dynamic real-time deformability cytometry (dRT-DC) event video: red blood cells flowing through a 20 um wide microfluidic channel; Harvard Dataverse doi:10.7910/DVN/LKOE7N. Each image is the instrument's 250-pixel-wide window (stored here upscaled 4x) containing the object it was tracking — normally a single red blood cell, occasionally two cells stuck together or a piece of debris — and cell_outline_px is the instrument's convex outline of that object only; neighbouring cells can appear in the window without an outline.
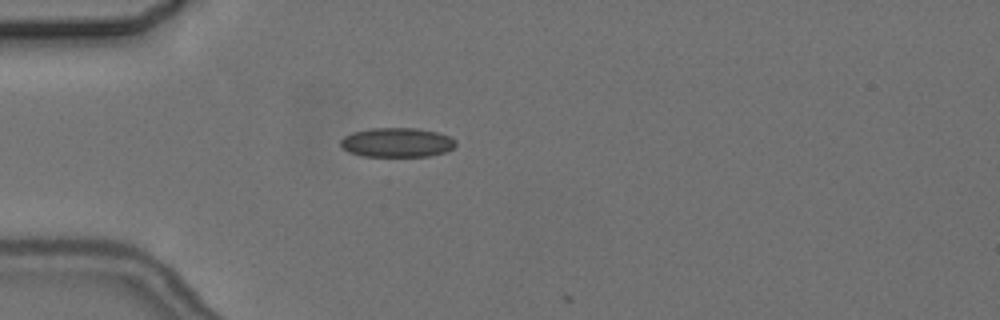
{"species": "common noctule bat (a hibernating species)", "species_latin": "Nyctalus noctula", "temperature_condition": "cold", "stored_images_in_passage": 6, "camera_frame_rate_fps": 3000, "um_per_image_px": 0.085, "animal": {"sex": "female", "body_mass_g": 24.6, "forearm_length_mm": 56.2}, "frame": {"image": 1, "passage_image": 5, "time_ms": 5.0, "image_size_px": [1000, 320], "cell_outline_px": [[456, 144], [452, 148], [444, 152], [428, 156], [364, 156], [348, 152], [340, 144], [340, 140], [344, 136], [352, 132], [372, 128], [416, 128], [436, 132], [448, 136], [456, 140]], "centroid_in_image_um": [33.72, 12.1], "position_along_channel_um": 51.3, "area_um2": 19.59}}